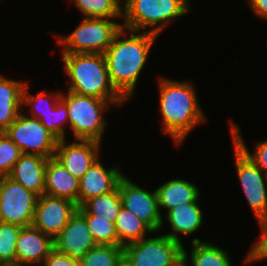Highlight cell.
<instances>
[{"mask_svg":"<svg viewBox=\"0 0 267 266\" xmlns=\"http://www.w3.org/2000/svg\"><path fill=\"white\" fill-rule=\"evenodd\" d=\"M123 176L120 168L106 169L98 158L79 180L78 207L92 197L114 191Z\"/></svg>","mask_w":267,"mask_h":266,"instance_id":"cell-15","label":"cell"},{"mask_svg":"<svg viewBox=\"0 0 267 266\" xmlns=\"http://www.w3.org/2000/svg\"><path fill=\"white\" fill-rule=\"evenodd\" d=\"M131 266H177L183 260V244L165 234L144 238L123 247Z\"/></svg>","mask_w":267,"mask_h":266,"instance_id":"cell-7","label":"cell"},{"mask_svg":"<svg viewBox=\"0 0 267 266\" xmlns=\"http://www.w3.org/2000/svg\"><path fill=\"white\" fill-rule=\"evenodd\" d=\"M37 198L10 177H0V221L21 227L32 225Z\"/></svg>","mask_w":267,"mask_h":266,"instance_id":"cell-9","label":"cell"},{"mask_svg":"<svg viewBox=\"0 0 267 266\" xmlns=\"http://www.w3.org/2000/svg\"><path fill=\"white\" fill-rule=\"evenodd\" d=\"M122 207L132 212L153 232L163 227L156 191L148 192L123 176L119 182Z\"/></svg>","mask_w":267,"mask_h":266,"instance_id":"cell-11","label":"cell"},{"mask_svg":"<svg viewBox=\"0 0 267 266\" xmlns=\"http://www.w3.org/2000/svg\"><path fill=\"white\" fill-rule=\"evenodd\" d=\"M155 191L159 208H165L166 213L178 205L197 202L200 196L198 187L184 179L169 180Z\"/></svg>","mask_w":267,"mask_h":266,"instance_id":"cell-21","label":"cell"},{"mask_svg":"<svg viewBox=\"0 0 267 266\" xmlns=\"http://www.w3.org/2000/svg\"><path fill=\"white\" fill-rule=\"evenodd\" d=\"M21 113L5 133L18 146L22 154L39 155L48 159L54 157L58 139L40 120Z\"/></svg>","mask_w":267,"mask_h":266,"instance_id":"cell-8","label":"cell"},{"mask_svg":"<svg viewBox=\"0 0 267 266\" xmlns=\"http://www.w3.org/2000/svg\"><path fill=\"white\" fill-rule=\"evenodd\" d=\"M61 99L66 103L69 125L76 140H95L101 143L106 121L104 112L112 105L109 101L91 96H83L68 91L61 92Z\"/></svg>","mask_w":267,"mask_h":266,"instance_id":"cell-5","label":"cell"},{"mask_svg":"<svg viewBox=\"0 0 267 266\" xmlns=\"http://www.w3.org/2000/svg\"><path fill=\"white\" fill-rule=\"evenodd\" d=\"M24 85L0 75V133H5L21 112Z\"/></svg>","mask_w":267,"mask_h":266,"instance_id":"cell-19","label":"cell"},{"mask_svg":"<svg viewBox=\"0 0 267 266\" xmlns=\"http://www.w3.org/2000/svg\"><path fill=\"white\" fill-rule=\"evenodd\" d=\"M117 266H131L127 260L123 257L122 260L118 263Z\"/></svg>","mask_w":267,"mask_h":266,"instance_id":"cell-37","label":"cell"},{"mask_svg":"<svg viewBox=\"0 0 267 266\" xmlns=\"http://www.w3.org/2000/svg\"><path fill=\"white\" fill-rule=\"evenodd\" d=\"M47 161L48 158L39 155L22 154L14 164L8 177L41 196L44 194L45 189Z\"/></svg>","mask_w":267,"mask_h":266,"instance_id":"cell-17","label":"cell"},{"mask_svg":"<svg viewBox=\"0 0 267 266\" xmlns=\"http://www.w3.org/2000/svg\"><path fill=\"white\" fill-rule=\"evenodd\" d=\"M81 207L89 215H96L98 218L108 219L115 223L117 215L122 207L119 185L114 191L90 198L85 201Z\"/></svg>","mask_w":267,"mask_h":266,"instance_id":"cell-24","label":"cell"},{"mask_svg":"<svg viewBox=\"0 0 267 266\" xmlns=\"http://www.w3.org/2000/svg\"><path fill=\"white\" fill-rule=\"evenodd\" d=\"M233 143H235L252 162L267 175V139L261 142H257L255 152L251 154L245 145V142L241 136L239 128L232 123L230 126Z\"/></svg>","mask_w":267,"mask_h":266,"instance_id":"cell-31","label":"cell"},{"mask_svg":"<svg viewBox=\"0 0 267 266\" xmlns=\"http://www.w3.org/2000/svg\"><path fill=\"white\" fill-rule=\"evenodd\" d=\"M160 111L164 135L181 145L190 131L206 119L191 82L159 78Z\"/></svg>","mask_w":267,"mask_h":266,"instance_id":"cell-2","label":"cell"},{"mask_svg":"<svg viewBox=\"0 0 267 266\" xmlns=\"http://www.w3.org/2000/svg\"><path fill=\"white\" fill-rule=\"evenodd\" d=\"M172 230L165 234L173 240L181 242L178 234L190 235L197 232L203 224V213L198 202L178 205L166 213Z\"/></svg>","mask_w":267,"mask_h":266,"instance_id":"cell-20","label":"cell"},{"mask_svg":"<svg viewBox=\"0 0 267 266\" xmlns=\"http://www.w3.org/2000/svg\"><path fill=\"white\" fill-rule=\"evenodd\" d=\"M53 243L57 251L69 255L78 262L97 245L86 219L77 210L53 239Z\"/></svg>","mask_w":267,"mask_h":266,"instance_id":"cell-13","label":"cell"},{"mask_svg":"<svg viewBox=\"0 0 267 266\" xmlns=\"http://www.w3.org/2000/svg\"><path fill=\"white\" fill-rule=\"evenodd\" d=\"M127 32L130 33V36L120 40V37ZM138 33L139 31L122 27L104 53L110 82L126 101L134 95L140 72L158 37L149 32Z\"/></svg>","mask_w":267,"mask_h":266,"instance_id":"cell-1","label":"cell"},{"mask_svg":"<svg viewBox=\"0 0 267 266\" xmlns=\"http://www.w3.org/2000/svg\"><path fill=\"white\" fill-rule=\"evenodd\" d=\"M0 266H5L4 263L0 260Z\"/></svg>","mask_w":267,"mask_h":266,"instance_id":"cell-38","label":"cell"},{"mask_svg":"<svg viewBox=\"0 0 267 266\" xmlns=\"http://www.w3.org/2000/svg\"><path fill=\"white\" fill-rule=\"evenodd\" d=\"M41 266H79V262L53 248Z\"/></svg>","mask_w":267,"mask_h":266,"instance_id":"cell-34","label":"cell"},{"mask_svg":"<svg viewBox=\"0 0 267 266\" xmlns=\"http://www.w3.org/2000/svg\"><path fill=\"white\" fill-rule=\"evenodd\" d=\"M64 70L70 78L68 90L121 106L126 100L112 86L105 55L101 53H62Z\"/></svg>","mask_w":267,"mask_h":266,"instance_id":"cell-3","label":"cell"},{"mask_svg":"<svg viewBox=\"0 0 267 266\" xmlns=\"http://www.w3.org/2000/svg\"><path fill=\"white\" fill-rule=\"evenodd\" d=\"M187 261H188V254L183 246V260L177 266H186Z\"/></svg>","mask_w":267,"mask_h":266,"instance_id":"cell-36","label":"cell"},{"mask_svg":"<svg viewBox=\"0 0 267 266\" xmlns=\"http://www.w3.org/2000/svg\"><path fill=\"white\" fill-rule=\"evenodd\" d=\"M40 122L58 139H65L64 124L68 123V110L66 103L60 98L56 106L40 120Z\"/></svg>","mask_w":267,"mask_h":266,"instance_id":"cell-30","label":"cell"},{"mask_svg":"<svg viewBox=\"0 0 267 266\" xmlns=\"http://www.w3.org/2000/svg\"><path fill=\"white\" fill-rule=\"evenodd\" d=\"M77 205L47 194L38 196L32 225L54 239L76 212Z\"/></svg>","mask_w":267,"mask_h":266,"instance_id":"cell-12","label":"cell"},{"mask_svg":"<svg viewBox=\"0 0 267 266\" xmlns=\"http://www.w3.org/2000/svg\"><path fill=\"white\" fill-rule=\"evenodd\" d=\"M66 144V139L58 140L55 158L68 172L80 180L92 164L99 158L101 143L95 140H77Z\"/></svg>","mask_w":267,"mask_h":266,"instance_id":"cell-14","label":"cell"},{"mask_svg":"<svg viewBox=\"0 0 267 266\" xmlns=\"http://www.w3.org/2000/svg\"><path fill=\"white\" fill-rule=\"evenodd\" d=\"M235 166L246 200L256 220L267 216V175L235 144ZM265 176V177H264Z\"/></svg>","mask_w":267,"mask_h":266,"instance_id":"cell-10","label":"cell"},{"mask_svg":"<svg viewBox=\"0 0 267 266\" xmlns=\"http://www.w3.org/2000/svg\"><path fill=\"white\" fill-rule=\"evenodd\" d=\"M261 236L253 244L245 259L246 262H255L267 259V216L257 219Z\"/></svg>","mask_w":267,"mask_h":266,"instance_id":"cell-33","label":"cell"},{"mask_svg":"<svg viewBox=\"0 0 267 266\" xmlns=\"http://www.w3.org/2000/svg\"><path fill=\"white\" fill-rule=\"evenodd\" d=\"M189 0H128L123 5L122 27L157 36L175 18L190 9ZM149 27L150 29L148 30ZM147 29V30H146Z\"/></svg>","mask_w":267,"mask_h":266,"instance_id":"cell-4","label":"cell"},{"mask_svg":"<svg viewBox=\"0 0 267 266\" xmlns=\"http://www.w3.org/2000/svg\"><path fill=\"white\" fill-rule=\"evenodd\" d=\"M122 258V246L96 245L79 261V266H117Z\"/></svg>","mask_w":267,"mask_h":266,"instance_id":"cell-27","label":"cell"},{"mask_svg":"<svg viewBox=\"0 0 267 266\" xmlns=\"http://www.w3.org/2000/svg\"><path fill=\"white\" fill-rule=\"evenodd\" d=\"M21 228L0 221V260L5 266H16V242Z\"/></svg>","mask_w":267,"mask_h":266,"instance_id":"cell-29","label":"cell"},{"mask_svg":"<svg viewBox=\"0 0 267 266\" xmlns=\"http://www.w3.org/2000/svg\"><path fill=\"white\" fill-rule=\"evenodd\" d=\"M114 224L118 236V246L122 247L144 239L146 233H154L144 222L124 207H121Z\"/></svg>","mask_w":267,"mask_h":266,"instance_id":"cell-22","label":"cell"},{"mask_svg":"<svg viewBox=\"0 0 267 266\" xmlns=\"http://www.w3.org/2000/svg\"><path fill=\"white\" fill-rule=\"evenodd\" d=\"M78 193L79 180L55 157L49 158L45 169L44 194L68 199L78 207Z\"/></svg>","mask_w":267,"mask_h":266,"instance_id":"cell-18","label":"cell"},{"mask_svg":"<svg viewBox=\"0 0 267 266\" xmlns=\"http://www.w3.org/2000/svg\"><path fill=\"white\" fill-rule=\"evenodd\" d=\"M77 211L86 219L97 245H118V236L113 222L98 218L96 215H89L81 206Z\"/></svg>","mask_w":267,"mask_h":266,"instance_id":"cell-26","label":"cell"},{"mask_svg":"<svg viewBox=\"0 0 267 266\" xmlns=\"http://www.w3.org/2000/svg\"><path fill=\"white\" fill-rule=\"evenodd\" d=\"M21 155V150L9 136L0 133V177L9 175Z\"/></svg>","mask_w":267,"mask_h":266,"instance_id":"cell-32","label":"cell"},{"mask_svg":"<svg viewBox=\"0 0 267 266\" xmlns=\"http://www.w3.org/2000/svg\"><path fill=\"white\" fill-rule=\"evenodd\" d=\"M28 87L29 86L27 84L24 85L22 92V105H30V117L41 120L44 115H46L56 106L57 101L61 98V92H58L56 94L49 93L47 95L48 92L41 91L39 94L34 96L29 94L30 89H28ZM51 97L52 99L49 104L48 99Z\"/></svg>","mask_w":267,"mask_h":266,"instance_id":"cell-28","label":"cell"},{"mask_svg":"<svg viewBox=\"0 0 267 266\" xmlns=\"http://www.w3.org/2000/svg\"><path fill=\"white\" fill-rule=\"evenodd\" d=\"M75 2L84 18L123 17L122 3L119 0H70ZM121 4V5H120Z\"/></svg>","mask_w":267,"mask_h":266,"instance_id":"cell-25","label":"cell"},{"mask_svg":"<svg viewBox=\"0 0 267 266\" xmlns=\"http://www.w3.org/2000/svg\"><path fill=\"white\" fill-rule=\"evenodd\" d=\"M194 238L191 242V266H232L228 252L209 242ZM186 266H188L186 264Z\"/></svg>","mask_w":267,"mask_h":266,"instance_id":"cell-23","label":"cell"},{"mask_svg":"<svg viewBox=\"0 0 267 266\" xmlns=\"http://www.w3.org/2000/svg\"><path fill=\"white\" fill-rule=\"evenodd\" d=\"M122 24L107 18H83L80 25L66 37H58L62 53L104 54Z\"/></svg>","mask_w":267,"mask_h":266,"instance_id":"cell-6","label":"cell"},{"mask_svg":"<svg viewBox=\"0 0 267 266\" xmlns=\"http://www.w3.org/2000/svg\"><path fill=\"white\" fill-rule=\"evenodd\" d=\"M53 239L33 225L22 227L16 242V266H35L49 256Z\"/></svg>","mask_w":267,"mask_h":266,"instance_id":"cell-16","label":"cell"},{"mask_svg":"<svg viewBox=\"0 0 267 266\" xmlns=\"http://www.w3.org/2000/svg\"><path fill=\"white\" fill-rule=\"evenodd\" d=\"M252 11L259 16L267 20V0H248Z\"/></svg>","mask_w":267,"mask_h":266,"instance_id":"cell-35","label":"cell"}]
</instances>
